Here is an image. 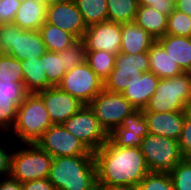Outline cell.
<instances>
[{"instance_id": "3", "label": "cell", "mask_w": 191, "mask_h": 190, "mask_svg": "<svg viewBox=\"0 0 191 190\" xmlns=\"http://www.w3.org/2000/svg\"><path fill=\"white\" fill-rule=\"evenodd\" d=\"M191 109V72L159 79L143 112H177Z\"/></svg>"}, {"instance_id": "41", "label": "cell", "mask_w": 191, "mask_h": 190, "mask_svg": "<svg viewBox=\"0 0 191 190\" xmlns=\"http://www.w3.org/2000/svg\"><path fill=\"white\" fill-rule=\"evenodd\" d=\"M0 190H22V183L11 176L3 177L2 181H0Z\"/></svg>"}, {"instance_id": "30", "label": "cell", "mask_w": 191, "mask_h": 190, "mask_svg": "<svg viewBox=\"0 0 191 190\" xmlns=\"http://www.w3.org/2000/svg\"><path fill=\"white\" fill-rule=\"evenodd\" d=\"M41 59L44 61L48 83L52 87L58 86L66 74L63 57H60L58 52L47 51Z\"/></svg>"}, {"instance_id": "19", "label": "cell", "mask_w": 191, "mask_h": 190, "mask_svg": "<svg viewBox=\"0 0 191 190\" xmlns=\"http://www.w3.org/2000/svg\"><path fill=\"white\" fill-rule=\"evenodd\" d=\"M159 78L153 72H144L122 92V95L136 108L143 110L156 91Z\"/></svg>"}, {"instance_id": "29", "label": "cell", "mask_w": 191, "mask_h": 190, "mask_svg": "<svg viewBox=\"0 0 191 190\" xmlns=\"http://www.w3.org/2000/svg\"><path fill=\"white\" fill-rule=\"evenodd\" d=\"M116 56L104 50L87 51L86 62L104 82L114 69Z\"/></svg>"}, {"instance_id": "24", "label": "cell", "mask_w": 191, "mask_h": 190, "mask_svg": "<svg viewBox=\"0 0 191 190\" xmlns=\"http://www.w3.org/2000/svg\"><path fill=\"white\" fill-rule=\"evenodd\" d=\"M155 40L163 37L167 29V16L153 7L139 5L134 21Z\"/></svg>"}, {"instance_id": "36", "label": "cell", "mask_w": 191, "mask_h": 190, "mask_svg": "<svg viewBox=\"0 0 191 190\" xmlns=\"http://www.w3.org/2000/svg\"><path fill=\"white\" fill-rule=\"evenodd\" d=\"M178 143L184 159H191V109L185 114V120Z\"/></svg>"}, {"instance_id": "42", "label": "cell", "mask_w": 191, "mask_h": 190, "mask_svg": "<svg viewBox=\"0 0 191 190\" xmlns=\"http://www.w3.org/2000/svg\"><path fill=\"white\" fill-rule=\"evenodd\" d=\"M175 9L191 17V0H175Z\"/></svg>"}, {"instance_id": "6", "label": "cell", "mask_w": 191, "mask_h": 190, "mask_svg": "<svg viewBox=\"0 0 191 190\" xmlns=\"http://www.w3.org/2000/svg\"><path fill=\"white\" fill-rule=\"evenodd\" d=\"M23 145L25 148L12 149L10 176L20 183L47 178L53 157L36 143Z\"/></svg>"}, {"instance_id": "35", "label": "cell", "mask_w": 191, "mask_h": 190, "mask_svg": "<svg viewBox=\"0 0 191 190\" xmlns=\"http://www.w3.org/2000/svg\"><path fill=\"white\" fill-rule=\"evenodd\" d=\"M169 174L175 190H191V159H183Z\"/></svg>"}, {"instance_id": "12", "label": "cell", "mask_w": 191, "mask_h": 190, "mask_svg": "<svg viewBox=\"0 0 191 190\" xmlns=\"http://www.w3.org/2000/svg\"><path fill=\"white\" fill-rule=\"evenodd\" d=\"M36 144L53 158L60 156H89L92 152L63 124L51 125Z\"/></svg>"}, {"instance_id": "31", "label": "cell", "mask_w": 191, "mask_h": 190, "mask_svg": "<svg viewBox=\"0 0 191 190\" xmlns=\"http://www.w3.org/2000/svg\"><path fill=\"white\" fill-rule=\"evenodd\" d=\"M58 53L60 57H63L66 72L86 62L87 51L83 39H77L68 48Z\"/></svg>"}, {"instance_id": "20", "label": "cell", "mask_w": 191, "mask_h": 190, "mask_svg": "<svg viewBox=\"0 0 191 190\" xmlns=\"http://www.w3.org/2000/svg\"><path fill=\"white\" fill-rule=\"evenodd\" d=\"M122 44L120 52L123 54H137L148 52L156 41L148 32L135 22L122 24Z\"/></svg>"}, {"instance_id": "2", "label": "cell", "mask_w": 191, "mask_h": 190, "mask_svg": "<svg viewBox=\"0 0 191 190\" xmlns=\"http://www.w3.org/2000/svg\"><path fill=\"white\" fill-rule=\"evenodd\" d=\"M47 178L56 190H97L94 153L54 157Z\"/></svg>"}, {"instance_id": "5", "label": "cell", "mask_w": 191, "mask_h": 190, "mask_svg": "<svg viewBox=\"0 0 191 190\" xmlns=\"http://www.w3.org/2000/svg\"><path fill=\"white\" fill-rule=\"evenodd\" d=\"M46 52L39 30H23L14 23L0 24V54L24 61L41 58Z\"/></svg>"}, {"instance_id": "44", "label": "cell", "mask_w": 191, "mask_h": 190, "mask_svg": "<svg viewBox=\"0 0 191 190\" xmlns=\"http://www.w3.org/2000/svg\"><path fill=\"white\" fill-rule=\"evenodd\" d=\"M97 190H134V189H129V188H111V189L98 188Z\"/></svg>"}, {"instance_id": "34", "label": "cell", "mask_w": 191, "mask_h": 190, "mask_svg": "<svg viewBox=\"0 0 191 190\" xmlns=\"http://www.w3.org/2000/svg\"><path fill=\"white\" fill-rule=\"evenodd\" d=\"M135 190H175L169 172H149Z\"/></svg>"}, {"instance_id": "9", "label": "cell", "mask_w": 191, "mask_h": 190, "mask_svg": "<svg viewBox=\"0 0 191 190\" xmlns=\"http://www.w3.org/2000/svg\"><path fill=\"white\" fill-rule=\"evenodd\" d=\"M144 72H150L148 52L123 54L119 52L115 59L114 69L104 81V89L122 93L136 78Z\"/></svg>"}, {"instance_id": "18", "label": "cell", "mask_w": 191, "mask_h": 190, "mask_svg": "<svg viewBox=\"0 0 191 190\" xmlns=\"http://www.w3.org/2000/svg\"><path fill=\"white\" fill-rule=\"evenodd\" d=\"M187 112H144L148 133L179 140Z\"/></svg>"}, {"instance_id": "21", "label": "cell", "mask_w": 191, "mask_h": 190, "mask_svg": "<svg viewBox=\"0 0 191 190\" xmlns=\"http://www.w3.org/2000/svg\"><path fill=\"white\" fill-rule=\"evenodd\" d=\"M156 41L184 72H191V37L165 34Z\"/></svg>"}, {"instance_id": "27", "label": "cell", "mask_w": 191, "mask_h": 190, "mask_svg": "<svg viewBox=\"0 0 191 190\" xmlns=\"http://www.w3.org/2000/svg\"><path fill=\"white\" fill-rule=\"evenodd\" d=\"M86 27L108 21L107 0H74Z\"/></svg>"}, {"instance_id": "39", "label": "cell", "mask_w": 191, "mask_h": 190, "mask_svg": "<svg viewBox=\"0 0 191 190\" xmlns=\"http://www.w3.org/2000/svg\"><path fill=\"white\" fill-rule=\"evenodd\" d=\"M22 190H56L48 178L36 179L22 183Z\"/></svg>"}, {"instance_id": "15", "label": "cell", "mask_w": 191, "mask_h": 190, "mask_svg": "<svg viewBox=\"0 0 191 190\" xmlns=\"http://www.w3.org/2000/svg\"><path fill=\"white\" fill-rule=\"evenodd\" d=\"M27 94L24 82L0 80V131L2 133L3 130L9 133L13 128L18 106Z\"/></svg>"}, {"instance_id": "33", "label": "cell", "mask_w": 191, "mask_h": 190, "mask_svg": "<svg viewBox=\"0 0 191 190\" xmlns=\"http://www.w3.org/2000/svg\"><path fill=\"white\" fill-rule=\"evenodd\" d=\"M0 80L24 82L21 61L9 54H0Z\"/></svg>"}, {"instance_id": "22", "label": "cell", "mask_w": 191, "mask_h": 190, "mask_svg": "<svg viewBox=\"0 0 191 190\" xmlns=\"http://www.w3.org/2000/svg\"><path fill=\"white\" fill-rule=\"evenodd\" d=\"M47 7L38 0H22L13 23L23 30H39L46 22Z\"/></svg>"}, {"instance_id": "43", "label": "cell", "mask_w": 191, "mask_h": 190, "mask_svg": "<svg viewBox=\"0 0 191 190\" xmlns=\"http://www.w3.org/2000/svg\"><path fill=\"white\" fill-rule=\"evenodd\" d=\"M38 1L43 3L46 7H48L50 5L67 2V1H70V0H38Z\"/></svg>"}, {"instance_id": "10", "label": "cell", "mask_w": 191, "mask_h": 190, "mask_svg": "<svg viewBox=\"0 0 191 190\" xmlns=\"http://www.w3.org/2000/svg\"><path fill=\"white\" fill-rule=\"evenodd\" d=\"M63 126L93 153L108 141V134L88 105H83Z\"/></svg>"}, {"instance_id": "23", "label": "cell", "mask_w": 191, "mask_h": 190, "mask_svg": "<svg viewBox=\"0 0 191 190\" xmlns=\"http://www.w3.org/2000/svg\"><path fill=\"white\" fill-rule=\"evenodd\" d=\"M148 55L150 72H153L159 79L172 78L184 72L157 41L151 45Z\"/></svg>"}, {"instance_id": "7", "label": "cell", "mask_w": 191, "mask_h": 190, "mask_svg": "<svg viewBox=\"0 0 191 190\" xmlns=\"http://www.w3.org/2000/svg\"><path fill=\"white\" fill-rule=\"evenodd\" d=\"M150 172H170L184 157L178 140L148 133L139 147Z\"/></svg>"}, {"instance_id": "1", "label": "cell", "mask_w": 191, "mask_h": 190, "mask_svg": "<svg viewBox=\"0 0 191 190\" xmlns=\"http://www.w3.org/2000/svg\"><path fill=\"white\" fill-rule=\"evenodd\" d=\"M98 188L136 189L150 172L139 147L115 146L109 139L94 152Z\"/></svg>"}, {"instance_id": "13", "label": "cell", "mask_w": 191, "mask_h": 190, "mask_svg": "<svg viewBox=\"0 0 191 190\" xmlns=\"http://www.w3.org/2000/svg\"><path fill=\"white\" fill-rule=\"evenodd\" d=\"M122 24L106 21L87 27L83 41L86 51L104 50L117 55L122 44Z\"/></svg>"}, {"instance_id": "28", "label": "cell", "mask_w": 191, "mask_h": 190, "mask_svg": "<svg viewBox=\"0 0 191 190\" xmlns=\"http://www.w3.org/2000/svg\"><path fill=\"white\" fill-rule=\"evenodd\" d=\"M138 0H107L108 21L125 24L134 22Z\"/></svg>"}, {"instance_id": "16", "label": "cell", "mask_w": 191, "mask_h": 190, "mask_svg": "<svg viewBox=\"0 0 191 190\" xmlns=\"http://www.w3.org/2000/svg\"><path fill=\"white\" fill-rule=\"evenodd\" d=\"M147 134L148 126L144 112L136 109L108 135V139L115 146L136 148L141 146L142 139Z\"/></svg>"}, {"instance_id": "26", "label": "cell", "mask_w": 191, "mask_h": 190, "mask_svg": "<svg viewBox=\"0 0 191 190\" xmlns=\"http://www.w3.org/2000/svg\"><path fill=\"white\" fill-rule=\"evenodd\" d=\"M39 32L47 48V51L59 52L68 48L77 39L56 25L45 22L40 28Z\"/></svg>"}, {"instance_id": "40", "label": "cell", "mask_w": 191, "mask_h": 190, "mask_svg": "<svg viewBox=\"0 0 191 190\" xmlns=\"http://www.w3.org/2000/svg\"><path fill=\"white\" fill-rule=\"evenodd\" d=\"M0 145V175L3 177L10 176L11 172V155L12 152L3 149Z\"/></svg>"}, {"instance_id": "17", "label": "cell", "mask_w": 191, "mask_h": 190, "mask_svg": "<svg viewBox=\"0 0 191 190\" xmlns=\"http://www.w3.org/2000/svg\"><path fill=\"white\" fill-rule=\"evenodd\" d=\"M46 22L69 32L76 39H83L87 29L74 0L48 6Z\"/></svg>"}, {"instance_id": "38", "label": "cell", "mask_w": 191, "mask_h": 190, "mask_svg": "<svg viewBox=\"0 0 191 190\" xmlns=\"http://www.w3.org/2000/svg\"><path fill=\"white\" fill-rule=\"evenodd\" d=\"M138 4L153 7L167 17L175 10V0H138Z\"/></svg>"}, {"instance_id": "32", "label": "cell", "mask_w": 191, "mask_h": 190, "mask_svg": "<svg viewBox=\"0 0 191 190\" xmlns=\"http://www.w3.org/2000/svg\"><path fill=\"white\" fill-rule=\"evenodd\" d=\"M166 34L191 37V17L175 9L167 17Z\"/></svg>"}, {"instance_id": "4", "label": "cell", "mask_w": 191, "mask_h": 190, "mask_svg": "<svg viewBox=\"0 0 191 190\" xmlns=\"http://www.w3.org/2000/svg\"><path fill=\"white\" fill-rule=\"evenodd\" d=\"M52 125L42 98L37 93H28L18 106L17 118L11 131L21 144L36 143Z\"/></svg>"}, {"instance_id": "11", "label": "cell", "mask_w": 191, "mask_h": 190, "mask_svg": "<svg viewBox=\"0 0 191 190\" xmlns=\"http://www.w3.org/2000/svg\"><path fill=\"white\" fill-rule=\"evenodd\" d=\"M58 87L88 105L104 89V82L85 62L66 72Z\"/></svg>"}, {"instance_id": "37", "label": "cell", "mask_w": 191, "mask_h": 190, "mask_svg": "<svg viewBox=\"0 0 191 190\" xmlns=\"http://www.w3.org/2000/svg\"><path fill=\"white\" fill-rule=\"evenodd\" d=\"M22 0H0V24L13 23Z\"/></svg>"}, {"instance_id": "14", "label": "cell", "mask_w": 191, "mask_h": 190, "mask_svg": "<svg viewBox=\"0 0 191 190\" xmlns=\"http://www.w3.org/2000/svg\"><path fill=\"white\" fill-rule=\"evenodd\" d=\"M46 106L52 125L63 124L74 115L83 104L58 86L50 87L37 93Z\"/></svg>"}, {"instance_id": "25", "label": "cell", "mask_w": 191, "mask_h": 190, "mask_svg": "<svg viewBox=\"0 0 191 190\" xmlns=\"http://www.w3.org/2000/svg\"><path fill=\"white\" fill-rule=\"evenodd\" d=\"M24 86L28 93H38L52 87L47 80L44 61L34 58L21 61Z\"/></svg>"}, {"instance_id": "8", "label": "cell", "mask_w": 191, "mask_h": 190, "mask_svg": "<svg viewBox=\"0 0 191 190\" xmlns=\"http://www.w3.org/2000/svg\"><path fill=\"white\" fill-rule=\"evenodd\" d=\"M101 127L109 135L136 108L122 95L103 89L89 104Z\"/></svg>"}]
</instances>
